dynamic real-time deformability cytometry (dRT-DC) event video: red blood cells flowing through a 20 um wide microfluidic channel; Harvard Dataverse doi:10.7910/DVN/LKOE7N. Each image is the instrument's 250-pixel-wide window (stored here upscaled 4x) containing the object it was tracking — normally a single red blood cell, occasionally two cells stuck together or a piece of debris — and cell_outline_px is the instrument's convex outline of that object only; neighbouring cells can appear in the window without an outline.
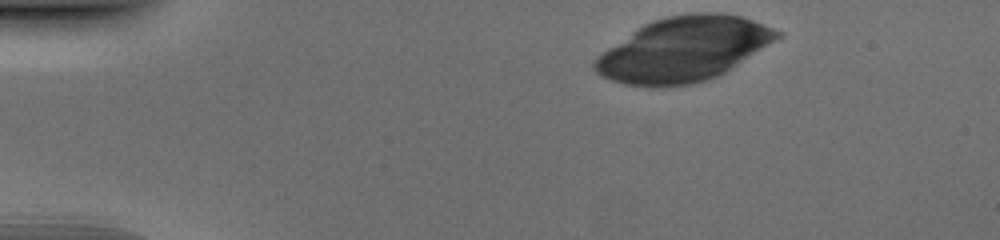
{"species": "human", "species_latin": "Homo sapiens", "temperature_condition": "cold", "stored_images_in_passage": 37, "camera_frame_rate_fps": 3000, "um_per_image_px": 0.085, "donor": {"sex": "male"}, "frame": {"image": 1, "passage_image": 1, "time_ms": 0.0, "image_size_px": [1000, 240], "cell_outline_px": [[784, 36], [724, 72], [716, 76], [692, 84], [664, 88], [652, 88], [624, 84], [600, 76], [592, 68], [592, 60], [596, 56], [644, 24], [652, 20], [668, 16], [692, 12], [720, 12], [740, 16], [752, 20], [784, 32]], "centroid_in_image_um": [58.09, 4.2], "position_along_channel_um": 26.9, "area_um2": 68.67}}